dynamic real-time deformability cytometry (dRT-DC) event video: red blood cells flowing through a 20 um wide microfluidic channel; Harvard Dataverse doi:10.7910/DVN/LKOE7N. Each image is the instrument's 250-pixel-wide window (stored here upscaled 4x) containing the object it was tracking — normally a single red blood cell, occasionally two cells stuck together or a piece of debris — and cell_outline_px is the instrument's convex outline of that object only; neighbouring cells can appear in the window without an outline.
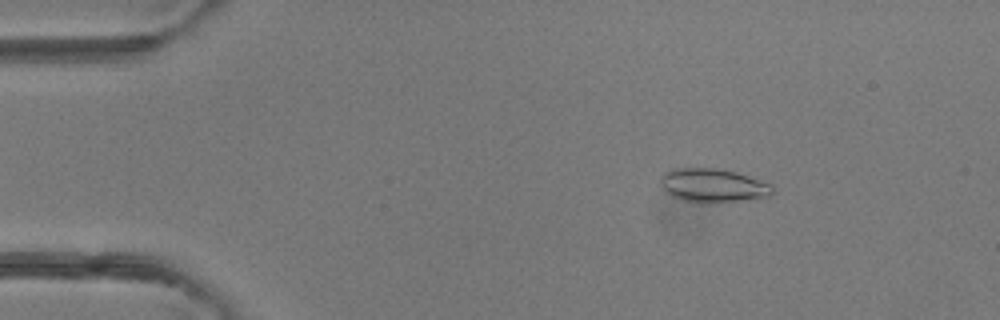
{"species": "common noctule bat (a hibernating species)", "species_latin": "Nyctalus noctula", "temperature_condition": "room temperature", "stored_images_in_passage": 49, "camera_frame_rate_fps": 3000, "um_per_image_px": 0.085, "animal": {"sex": "female"}, "frame": {"image": 1, "passage_image": 8, "time_ms": 2.333, "image_size_px": [1000, 320], "cell_outline_px": [[776, 192], [768, 196], [708, 204], [700, 204], [684, 200], [672, 196], [664, 192], [660, 188], [660, 176], [664, 172], [672, 168], [724, 168], [772, 184]], "centroid_in_image_um": [60.55, 15.76], "position_along_channel_um": 24.4, "area_um2": 22.48}}
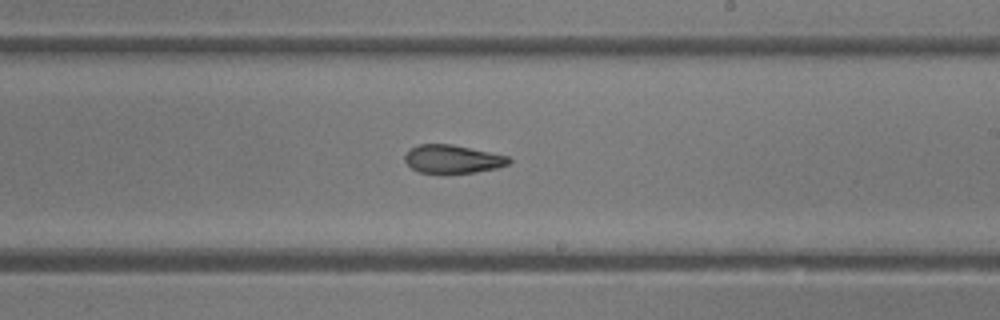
{"frame": {"image": 2, "passage_image": 29, "time_ms": 9.333, "image_size_px": [1000, 320], "cell_outline_px": [[512, 160], [508, 164], [496, 168], [476, 172], [444, 176], [420, 172], [412, 168], [404, 160], [404, 156], [412, 148], [420, 144], [452, 144], [508, 156]], "centroid_in_image_um": [38.46, 13.56], "position_along_channel_um": 250.5, "area_um2": 17.57}}
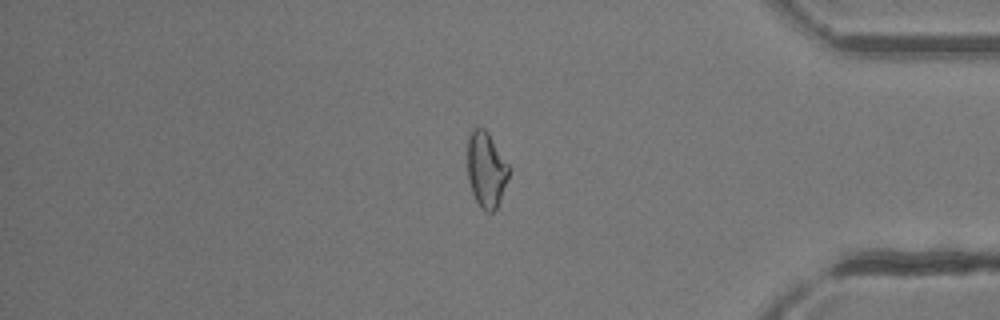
{"frame": {"image": 3, "passage_image": 41, "time_ms": 13.333, "image_size_px": [1000, 320], "cell_outline_px": [[512, 168], [500, 200], [496, 208], [492, 212], [484, 212], [476, 200], [472, 192], [468, 180], [468, 132], [472, 128], [484, 128], [488, 132]], "centroid_in_image_um": [41.34, 14.39], "position_along_channel_um": 393.9, "area_um2": 18.5}, "authors_computed_cell_mechanics": {"area_um2": 19.1318, "velocity_mm_per_s": 4.2933, "shape_relaxation_time_tau1_ms": null, "shape_relaxation_time_tau2_ms": 3.7481, "deformation_change_tau1": null, "deformation_change_tau2": 0.108}}